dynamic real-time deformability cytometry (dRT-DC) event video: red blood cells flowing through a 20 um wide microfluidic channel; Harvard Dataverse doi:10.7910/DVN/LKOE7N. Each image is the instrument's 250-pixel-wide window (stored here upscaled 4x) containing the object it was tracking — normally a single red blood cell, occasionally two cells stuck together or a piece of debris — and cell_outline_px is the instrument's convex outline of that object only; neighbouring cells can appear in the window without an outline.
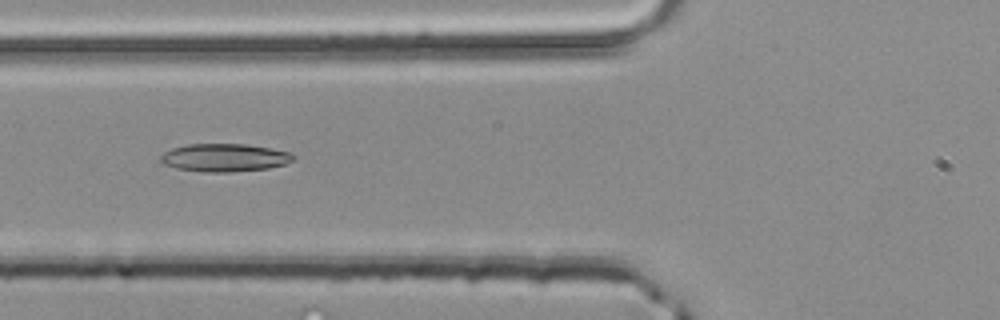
{"species": "common noctule bat (a hibernating species)", "species_latin": "Nyctalus noctula", "temperature_condition": "room temperature", "stored_images_in_passage": 40, "camera_frame_rate_fps": 3000, "um_per_image_px": 0.085, "animal": {"sex": "male", "body_mass_g": 20.4}, "frame": {"image": 1, "passage_image": 9, "time_ms": 2.667, "image_size_px": [1000, 320], "cell_outline_px": [[296, 156], [292, 160], [284, 164], [268, 168], [232, 172], [204, 172], [176, 168], [164, 164], [160, 160], [160, 156], [164, 152], [172, 148], [188, 144], [248, 144], [272, 148], [292, 152]], "centroid_in_image_um": [19.1, 13.39], "position_along_channel_um": 106.7, "area_um2": 21.73}}
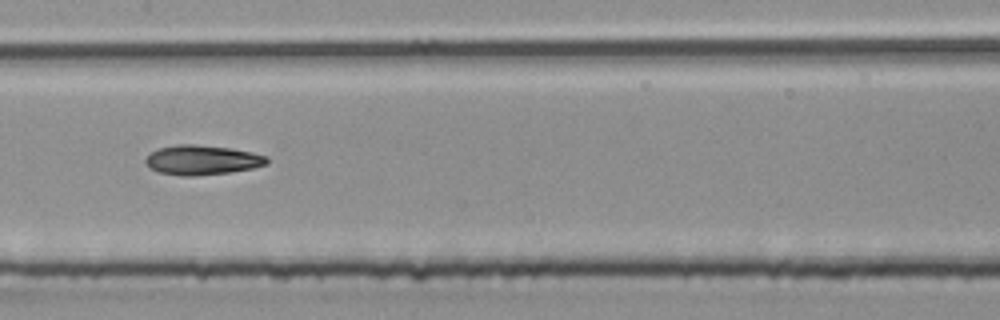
{"frame": {"image": 2, "passage_image": 15, "time_ms": 4.667, "image_size_px": [1000, 320], "cell_outline_px": [[268, 164], [252, 168], [228, 172], [196, 176], [180, 176], [156, 172], [144, 160], [152, 152], [160, 148], [176, 144], [192, 144], [232, 148], [252, 152], [268, 156]], "centroid_in_image_um": [17.2, 13.6], "position_along_channel_um": 190.2, "area_um2": 20.92}}
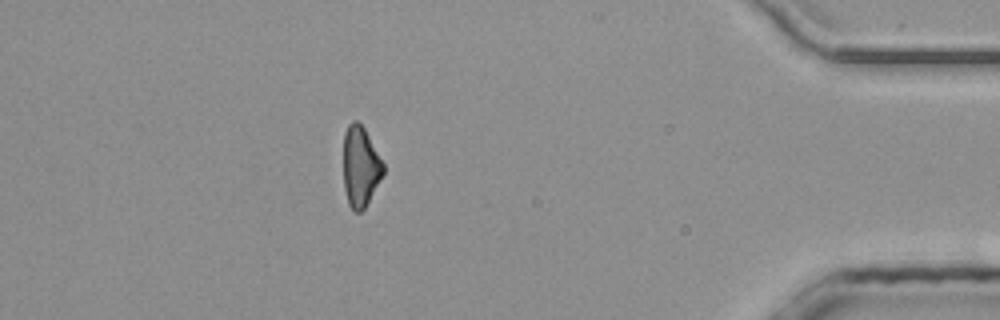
{"frame": {"image": 3, "passage_image": 34, "time_ms": 11.0, "image_size_px": [1000, 320], "cell_outline_px": [[384, 172], [364, 208], [360, 212], [352, 212], [348, 204], [344, 188], [344, 132], [348, 124], [352, 120], [356, 120], [364, 128], [384, 164]], "centroid_in_image_um": [30.61, 14.16], "position_along_channel_um": 404.6, "area_um2": 18.5}}